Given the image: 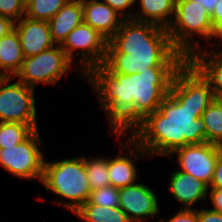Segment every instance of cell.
<instances>
[{
  "mask_svg": "<svg viewBox=\"0 0 222 222\" xmlns=\"http://www.w3.org/2000/svg\"><path fill=\"white\" fill-rule=\"evenodd\" d=\"M216 99L209 82L187 60L170 93L129 135L149 156L169 157L178 148L206 142L202 113Z\"/></svg>",
  "mask_w": 222,
  "mask_h": 222,
  "instance_id": "1",
  "label": "cell"
},
{
  "mask_svg": "<svg viewBox=\"0 0 222 222\" xmlns=\"http://www.w3.org/2000/svg\"><path fill=\"white\" fill-rule=\"evenodd\" d=\"M181 67L152 66L142 73L127 75L110 73L103 65H96L84 77L96 91L110 130L119 138L158 110L170 93L176 72Z\"/></svg>",
  "mask_w": 222,
  "mask_h": 222,
  "instance_id": "2",
  "label": "cell"
},
{
  "mask_svg": "<svg viewBox=\"0 0 222 222\" xmlns=\"http://www.w3.org/2000/svg\"><path fill=\"white\" fill-rule=\"evenodd\" d=\"M187 58L171 44L167 29L123 19L108 41L103 66L110 73L132 75L152 66H183Z\"/></svg>",
  "mask_w": 222,
  "mask_h": 222,
  "instance_id": "3",
  "label": "cell"
},
{
  "mask_svg": "<svg viewBox=\"0 0 222 222\" xmlns=\"http://www.w3.org/2000/svg\"><path fill=\"white\" fill-rule=\"evenodd\" d=\"M46 191H51L61 199L57 204L75 212L88 201L90 187L85 171V156H77L58 161L44 162L41 181Z\"/></svg>",
  "mask_w": 222,
  "mask_h": 222,
  "instance_id": "4",
  "label": "cell"
},
{
  "mask_svg": "<svg viewBox=\"0 0 222 222\" xmlns=\"http://www.w3.org/2000/svg\"><path fill=\"white\" fill-rule=\"evenodd\" d=\"M173 47L187 59L203 46L194 37L197 35L209 43L214 35L210 14L192 0H176L175 15L167 28Z\"/></svg>",
  "mask_w": 222,
  "mask_h": 222,
  "instance_id": "5",
  "label": "cell"
},
{
  "mask_svg": "<svg viewBox=\"0 0 222 222\" xmlns=\"http://www.w3.org/2000/svg\"><path fill=\"white\" fill-rule=\"evenodd\" d=\"M73 62L67 57L61 45H55L37 55L26 57L20 71L14 78L35 88L38 83L56 85L61 78L73 69Z\"/></svg>",
  "mask_w": 222,
  "mask_h": 222,
  "instance_id": "6",
  "label": "cell"
},
{
  "mask_svg": "<svg viewBox=\"0 0 222 222\" xmlns=\"http://www.w3.org/2000/svg\"><path fill=\"white\" fill-rule=\"evenodd\" d=\"M14 77H0V122L29 124L38 130L35 105V88L14 80Z\"/></svg>",
  "mask_w": 222,
  "mask_h": 222,
  "instance_id": "7",
  "label": "cell"
},
{
  "mask_svg": "<svg viewBox=\"0 0 222 222\" xmlns=\"http://www.w3.org/2000/svg\"><path fill=\"white\" fill-rule=\"evenodd\" d=\"M108 40L90 25L82 22L72 30L61 45L67 57L73 61V57L79 60V77L84 75L96 65H102L106 58Z\"/></svg>",
  "mask_w": 222,
  "mask_h": 222,
  "instance_id": "8",
  "label": "cell"
},
{
  "mask_svg": "<svg viewBox=\"0 0 222 222\" xmlns=\"http://www.w3.org/2000/svg\"><path fill=\"white\" fill-rule=\"evenodd\" d=\"M43 142L36 130L27 140L16 146L0 149V165L4 172L24 179L42 181L44 173V155L38 146Z\"/></svg>",
  "mask_w": 222,
  "mask_h": 222,
  "instance_id": "9",
  "label": "cell"
},
{
  "mask_svg": "<svg viewBox=\"0 0 222 222\" xmlns=\"http://www.w3.org/2000/svg\"><path fill=\"white\" fill-rule=\"evenodd\" d=\"M221 152V146L204 142L178 148L168 158L171 159L176 154L179 170L204 182L209 187L218 155Z\"/></svg>",
  "mask_w": 222,
  "mask_h": 222,
  "instance_id": "10",
  "label": "cell"
},
{
  "mask_svg": "<svg viewBox=\"0 0 222 222\" xmlns=\"http://www.w3.org/2000/svg\"><path fill=\"white\" fill-rule=\"evenodd\" d=\"M156 193L148 185L135 183L119 188V207L131 222H146L159 213Z\"/></svg>",
  "mask_w": 222,
  "mask_h": 222,
  "instance_id": "11",
  "label": "cell"
},
{
  "mask_svg": "<svg viewBox=\"0 0 222 222\" xmlns=\"http://www.w3.org/2000/svg\"><path fill=\"white\" fill-rule=\"evenodd\" d=\"M127 138V140L121 142L122 144L120 143V151H126L127 154L123 155L118 152L115 157L108 158L110 183L111 186L118 189L137 183L139 177H137L138 171L134 161L142 158V156H149L129 135Z\"/></svg>",
  "mask_w": 222,
  "mask_h": 222,
  "instance_id": "12",
  "label": "cell"
},
{
  "mask_svg": "<svg viewBox=\"0 0 222 222\" xmlns=\"http://www.w3.org/2000/svg\"><path fill=\"white\" fill-rule=\"evenodd\" d=\"M14 28L20 37L24 58L37 55L56 45L52 40L48 21L24 16L15 22Z\"/></svg>",
  "mask_w": 222,
  "mask_h": 222,
  "instance_id": "13",
  "label": "cell"
},
{
  "mask_svg": "<svg viewBox=\"0 0 222 222\" xmlns=\"http://www.w3.org/2000/svg\"><path fill=\"white\" fill-rule=\"evenodd\" d=\"M83 22L90 25L108 41L120 28L123 18L100 0H82Z\"/></svg>",
  "mask_w": 222,
  "mask_h": 222,
  "instance_id": "14",
  "label": "cell"
},
{
  "mask_svg": "<svg viewBox=\"0 0 222 222\" xmlns=\"http://www.w3.org/2000/svg\"><path fill=\"white\" fill-rule=\"evenodd\" d=\"M169 179V191L181 208L192 209L196 202L207 200L209 187L204 182L180 170L172 172Z\"/></svg>",
  "mask_w": 222,
  "mask_h": 222,
  "instance_id": "15",
  "label": "cell"
},
{
  "mask_svg": "<svg viewBox=\"0 0 222 222\" xmlns=\"http://www.w3.org/2000/svg\"><path fill=\"white\" fill-rule=\"evenodd\" d=\"M83 22L82 0H69L49 21L51 37L62 45L68 34Z\"/></svg>",
  "mask_w": 222,
  "mask_h": 222,
  "instance_id": "16",
  "label": "cell"
},
{
  "mask_svg": "<svg viewBox=\"0 0 222 222\" xmlns=\"http://www.w3.org/2000/svg\"><path fill=\"white\" fill-rule=\"evenodd\" d=\"M208 49L197 50L187 60L209 82L217 97L222 94V54L214 48Z\"/></svg>",
  "mask_w": 222,
  "mask_h": 222,
  "instance_id": "17",
  "label": "cell"
},
{
  "mask_svg": "<svg viewBox=\"0 0 222 222\" xmlns=\"http://www.w3.org/2000/svg\"><path fill=\"white\" fill-rule=\"evenodd\" d=\"M23 60L21 40L14 28L0 38V77H15Z\"/></svg>",
  "mask_w": 222,
  "mask_h": 222,
  "instance_id": "18",
  "label": "cell"
},
{
  "mask_svg": "<svg viewBox=\"0 0 222 222\" xmlns=\"http://www.w3.org/2000/svg\"><path fill=\"white\" fill-rule=\"evenodd\" d=\"M140 11H134L133 19L148 22L167 29L175 15L176 0H137Z\"/></svg>",
  "mask_w": 222,
  "mask_h": 222,
  "instance_id": "19",
  "label": "cell"
},
{
  "mask_svg": "<svg viewBox=\"0 0 222 222\" xmlns=\"http://www.w3.org/2000/svg\"><path fill=\"white\" fill-rule=\"evenodd\" d=\"M74 214L84 222H131L120 207L109 208L91 204L89 201L81 205Z\"/></svg>",
  "mask_w": 222,
  "mask_h": 222,
  "instance_id": "20",
  "label": "cell"
},
{
  "mask_svg": "<svg viewBox=\"0 0 222 222\" xmlns=\"http://www.w3.org/2000/svg\"><path fill=\"white\" fill-rule=\"evenodd\" d=\"M206 142L222 147V105L215 99L202 113Z\"/></svg>",
  "mask_w": 222,
  "mask_h": 222,
  "instance_id": "21",
  "label": "cell"
},
{
  "mask_svg": "<svg viewBox=\"0 0 222 222\" xmlns=\"http://www.w3.org/2000/svg\"><path fill=\"white\" fill-rule=\"evenodd\" d=\"M35 131L29 124L0 122V149L23 143Z\"/></svg>",
  "mask_w": 222,
  "mask_h": 222,
  "instance_id": "22",
  "label": "cell"
},
{
  "mask_svg": "<svg viewBox=\"0 0 222 222\" xmlns=\"http://www.w3.org/2000/svg\"><path fill=\"white\" fill-rule=\"evenodd\" d=\"M85 171L91 191L111 185L108 173V157L100 156L91 159L85 157Z\"/></svg>",
  "mask_w": 222,
  "mask_h": 222,
  "instance_id": "23",
  "label": "cell"
},
{
  "mask_svg": "<svg viewBox=\"0 0 222 222\" xmlns=\"http://www.w3.org/2000/svg\"><path fill=\"white\" fill-rule=\"evenodd\" d=\"M69 0H30L25 5V16L49 21Z\"/></svg>",
  "mask_w": 222,
  "mask_h": 222,
  "instance_id": "24",
  "label": "cell"
},
{
  "mask_svg": "<svg viewBox=\"0 0 222 222\" xmlns=\"http://www.w3.org/2000/svg\"><path fill=\"white\" fill-rule=\"evenodd\" d=\"M88 201L91 204L106 206L109 208L119 207V189L110 185L92 190Z\"/></svg>",
  "mask_w": 222,
  "mask_h": 222,
  "instance_id": "25",
  "label": "cell"
},
{
  "mask_svg": "<svg viewBox=\"0 0 222 222\" xmlns=\"http://www.w3.org/2000/svg\"><path fill=\"white\" fill-rule=\"evenodd\" d=\"M0 15L17 22L25 16V5L21 0H0Z\"/></svg>",
  "mask_w": 222,
  "mask_h": 222,
  "instance_id": "26",
  "label": "cell"
},
{
  "mask_svg": "<svg viewBox=\"0 0 222 222\" xmlns=\"http://www.w3.org/2000/svg\"><path fill=\"white\" fill-rule=\"evenodd\" d=\"M114 9L123 19H133L134 11L130 10L137 0H102ZM128 11V13L126 12Z\"/></svg>",
  "mask_w": 222,
  "mask_h": 222,
  "instance_id": "27",
  "label": "cell"
},
{
  "mask_svg": "<svg viewBox=\"0 0 222 222\" xmlns=\"http://www.w3.org/2000/svg\"><path fill=\"white\" fill-rule=\"evenodd\" d=\"M160 222H199L198 209L197 208H194V209L181 208L179 212H177L168 221H164L163 219H161Z\"/></svg>",
  "mask_w": 222,
  "mask_h": 222,
  "instance_id": "28",
  "label": "cell"
},
{
  "mask_svg": "<svg viewBox=\"0 0 222 222\" xmlns=\"http://www.w3.org/2000/svg\"><path fill=\"white\" fill-rule=\"evenodd\" d=\"M199 222H222V213H218L212 209H198Z\"/></svg>",
  "mask_w": 222,
  "mask_h": 222,
  "instance_id": "29",
  "label": "cell"
},
{
  "mask_svg": "<svg viewBox=\"0 0 222 222\" xmlns=\"http://www.w3.org/2000/svg\"><path fill=\"white\" fill-rule=\"evenodd\" d=\"M209 188H221L222 189V152L218 155L215 170L212 177V182Z\"/></svg>",
  "mask_w": 222,
  "mask_h": 222,
  "instance_id": "30",
  "label": "cell"
},
{
  "mask_svg": "<svg viewBox=\"0 0 222 222\" xmlns=\"http://www.w3.org/2000/svg\"><path fill=\"white\" fill-rule=\"evenodd\" d=\"M208 193H210V201L213 208H210L218 213H222V189L221 188H208Z\"/></svg>",
  "mask_w": 222,
  "mask_h": 222,
  "instance_id": "31",
  "label": "cell"
},
{
  "mask_svg": "<svg viewBox=\"0 0 222 222\" xmlns=\"http://www.w3.org/2000/svg\"><path fill=\"white\" fill-rule=\"evenodd\" d=\"M15 22L11 19L0 15V38L14 29Z\"/></svg>",
  "mask_w": 222,
  "mask_h": 222,
  "instance_id": "32",
  "label": "cell"
},
{
  "mask_svg": "<svg viewBox=\"0 0 222 222\" xmlns=\"http://www.w3.org/2000/svg\"><path fill=\"white\" fill-rule=\"evenodd\" d=\"M213 28L215 29L222 22V0H218L212 14L210 15Z\"/></svg>",
  "mask_w": 222,
  "mask_h": 222,
  "instance_id": "33",
  "label": "cell"
},
{
  "mask_svg": "<svg viewBox=\"0 0 222 222\" xmlns=\"http://www.w3.org/2000/svg\"><path fill=\"white\" fill-rule=\"evenodd\" d=\"M193 2H196L200 6H203L204 9L211 15L216 4L218 3V0H192Z\"/></svg>",
  "mask_w": 222,
  "mask_h": 222,
  "instance_id": "34",
  "label": "cell"
},
{
  "mask_svg": "<svg viewBox=\"0 0 222 222\" xmlns=\"http://www.w3.org/2000/svg\"><path fill=\"white\" fill-rule=\"evenodd\" d=\"M220 40V41H218V40ZM212 40H214L213 42H214V44H208L209 46L211 45V48L213 49V47H214V49H215V45H216V48H218L219 47V45H220V43L222 44V22L214 29V35H213V38H212ZM216 40V41H215ZM217 41H218V43H217ZM216 43V44H215Z\"/></svg>",
  "mask_w": 222,
  "mask_h": 222,
  "instance_id": "35",
  "label": "cell"
},
{
  "mask_svg": "<svg viewBox=\"0 0 222 222\" xmlns=\"http://www.w3.org/2000/svg\"><path fill=\"white\" fill-rule=\"evenodd\" d=\"M216 99L219 101V103L222 105V94L218 95Z\"/></svg>",
  "mask_w": 222,
  "mask_h": 222,
  "instance_id": "36",
  "label": "cell"
},
{
  "mask_svg": "<svg viewBox=\"0 0 222 222\" xmlns=\"http://www.w3.org/2000/svg\"><path fill=\"white\" fill-rule=\"evenodd\" d=\"M26 5L30 0H21Z\"/></svg>",
  "mask_w": 222,
  "mask_h": 222,
  "instance_id": "37",
  "label": "cell"
}]
</instances>
